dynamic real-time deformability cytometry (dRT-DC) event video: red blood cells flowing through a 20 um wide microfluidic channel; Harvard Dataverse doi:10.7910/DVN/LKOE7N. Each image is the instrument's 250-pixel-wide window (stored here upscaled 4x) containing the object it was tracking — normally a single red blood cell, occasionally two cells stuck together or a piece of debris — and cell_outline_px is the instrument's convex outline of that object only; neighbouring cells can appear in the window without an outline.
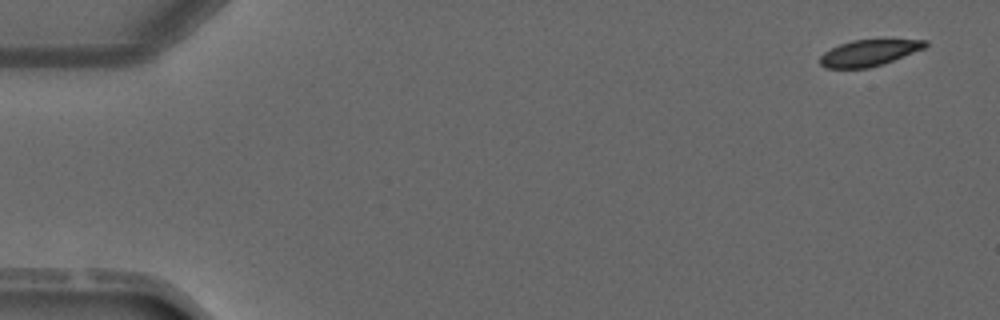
{"species": "common noctule bat (a hibernating species)", "species_latin": "Nyctalus noctula", "temperature_condition": "warm", "stored_images_in_passage": 4, "camera_frame_rate_fps": 3000, "um_per_image_px": 0.085, "animal": {"sex": "male", "forearm_length_mm": 52.5}, "frame": {"image": 1, "passage_image": 1, "time_ms": 0.0, "image_size_px": [1000, 320], "cell_outline_px": [[928, 44], [924, 48], [892, 60], [868, 68], [824, 68], [820, 64], [820, 56], [824, 52], [840, 44], [852, 40], [928, 40]], "centroid_in_image_um": [73.81, 4.49], "position_along_channel_um": 11.2, "area_um2": 15.72}}